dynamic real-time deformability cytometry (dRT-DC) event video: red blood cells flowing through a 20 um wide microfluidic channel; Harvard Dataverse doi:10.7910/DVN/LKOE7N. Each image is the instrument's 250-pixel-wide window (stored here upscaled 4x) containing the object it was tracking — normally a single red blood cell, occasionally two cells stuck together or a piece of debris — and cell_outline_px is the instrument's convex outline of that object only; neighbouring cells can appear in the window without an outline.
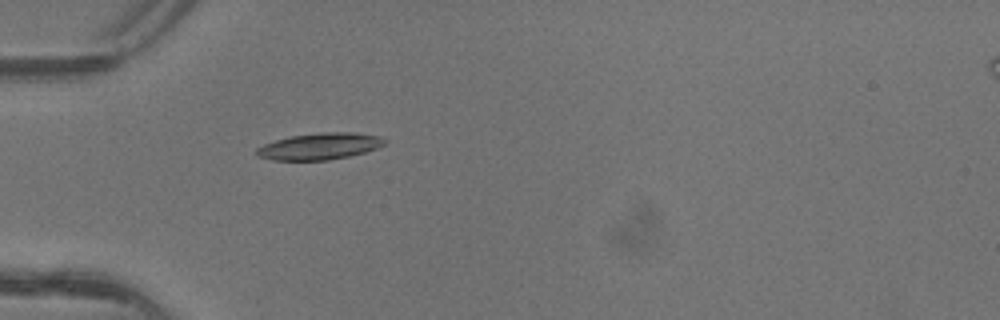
{"species": "common noctule bat (a hibernating species)", "species_latin": "Nyctalus noctula", "temperature_condition": "warm", "stored_images_in_passage": 6, "camera_frame_rate_fps": 3000, "um_per_image_px": 0.085, "animal": {"sex": "female"}, "frame": {"image": 1, "passage_image": 5, "time_ms": 1.333, "image_size_px": [1000, 320], "cell_outline_px": [[388, 140], [384, 144], [376, 148], [364, 152], [348, 156], [328, 160], [272, 160], [256, 156], [256, 148], [264, 144], [276, 140], [292, 136], [320, 132], [356, 132], [380, 136]], "centroid_in_image_um": [27.17, 12.43], "position_along_channel_um": 57.8, "area_um2": 19.83}}